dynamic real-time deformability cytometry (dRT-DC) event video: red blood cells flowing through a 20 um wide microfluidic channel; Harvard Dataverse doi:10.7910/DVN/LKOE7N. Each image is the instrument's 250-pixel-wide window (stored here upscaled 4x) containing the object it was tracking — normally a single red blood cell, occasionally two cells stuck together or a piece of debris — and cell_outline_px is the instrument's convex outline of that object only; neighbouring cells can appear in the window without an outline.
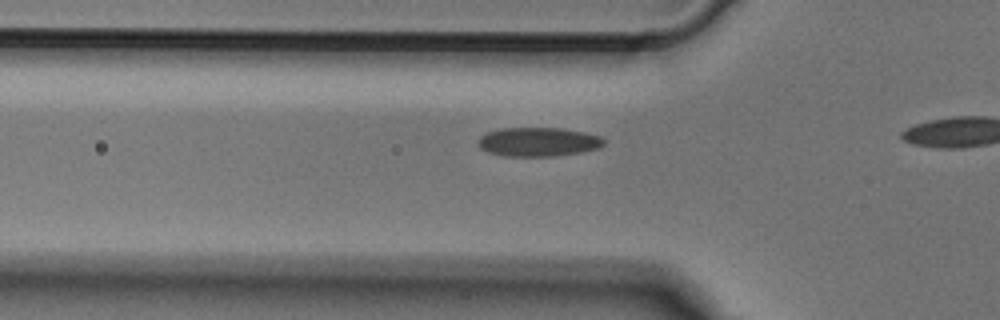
{"species": "Egyptian fruit bat (a non-hibernating species)", "species_latin": "Rousettus aegyptiacus", "temperature_condition": "cold", "stored_images_in_passage": 5, "camera_frame_rate_fps": 3000, "um_per_image_px": 0.085, "animal": {"sex": "male"}, "frame": {"image": 1, "passage_image": 3, "time_ms": 0.667, "image_size_px": [1000, 320], "cell_outline_px": [[604, 144], [600, 148], [580, 152], [556, 156], [504, 156], [488, 152], [480, 148], [476, 144], [480, 136], [488, 132], [500, 128], [560, 128], [584, 132], [600, 136], [604, 140]], "centroid_in_image_um": [45.73, 12.06], "position_along_channel_um": 80.1, "area_um2": 21.33}}